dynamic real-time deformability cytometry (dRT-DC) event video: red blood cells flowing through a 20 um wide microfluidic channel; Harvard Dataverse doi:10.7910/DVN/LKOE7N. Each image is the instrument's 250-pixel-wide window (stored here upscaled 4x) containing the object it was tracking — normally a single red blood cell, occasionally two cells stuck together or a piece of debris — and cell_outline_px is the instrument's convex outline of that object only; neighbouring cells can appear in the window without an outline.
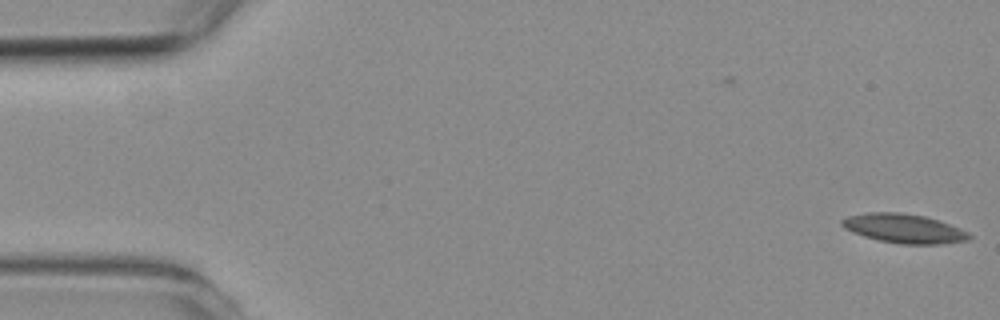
{"species": "common noctule bat (a hibernating species)", "species_latin": "Nyctalus noctula", "temperature_condition": "room temperature", "stored_images_in_passage": 5, "camera_frame_rate_fps": 3000, "um_per_image_px": 0.085, "animal": {"sex": "female", "body_mass_g": 19.3, "forearm_length_mm": 54.1}, "frame": {"image": 1, "passage_image": 1, "time_ms": 0.0, "image_size_px": [1000, 320], "cell_outline_px": [[972, 236], [968, 240], [944, 244], [900, 244], [880, 240], [864, 236], [852, 232], [844, 228], [840, 224], [840, 220], [848, 216], [868, 212], [900, 212], [924, 216], [948, 224], [968, 232]], "centroid_in_image_um": [76.8, 19.42], "position_along_channel_um": 8.2, "area_um2": 21.5}}
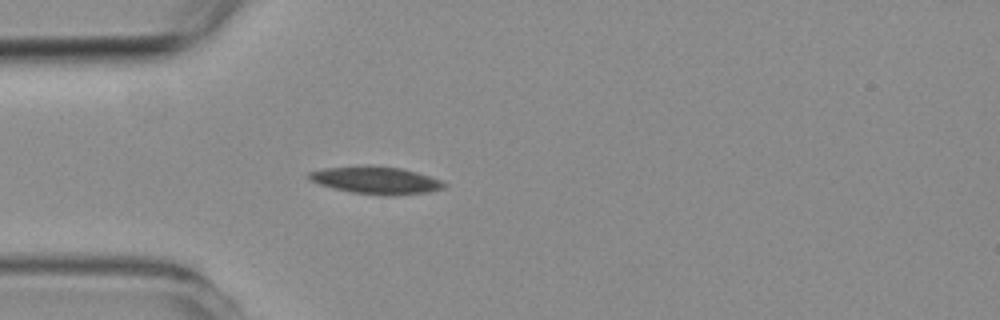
{"frame": {"image": 2, "passage_image": 5, "time_ms": 4.667, "image_size_px": [1000, 320], "cell_outline_px": [[448, 184], [444, 188], [428, 192], [388, 196], [352, 192], [332, 188], [320, 184], [312, 180], [308, 176], [308, 172], [324, 168], [364, 164], [368, 164], [400, 168], [416, 172], [440, 180]], "centroid_in_image_um": [31.95, 15.3], "position_along_channel_um": 53.1, "area_um2": 21.68}}